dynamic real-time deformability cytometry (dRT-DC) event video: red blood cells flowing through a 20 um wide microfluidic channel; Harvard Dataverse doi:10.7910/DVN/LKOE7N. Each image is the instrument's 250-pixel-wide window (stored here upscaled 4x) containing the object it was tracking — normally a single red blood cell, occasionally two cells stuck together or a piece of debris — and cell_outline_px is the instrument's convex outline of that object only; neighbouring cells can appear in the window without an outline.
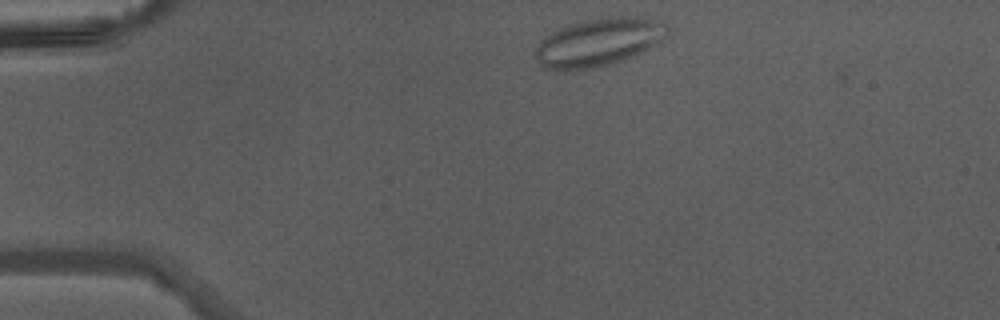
{"species": "Egyptian fruit bat (a non-hibernating species)", "species_latin": "Rousettus aegyptiacus", "temperature_condition": "warm", "stored_images_in_passage": 37, "camera_frame_rate_fps": 3000, "um_per_image_px": 0.085, "animal": {"sex": "male"}, "frame": {"image": 1, "passage_image": 1, "time_ms": 0.0, "image_size_px": [1000, 320], "cell_outline_px": [[668, 32], [656, 44], [632, 56], [608, 64], [592, 68], [544, 68], [536, 60], [536, 48], [540, 40], [544, 36], [560, 28], [584, 20], [620, 16], [640, 16], [660, 20], [668, 24]], "centroid_in_image_um": [50.91, 3.54], "position_along_channel_um": 34.1, "area_um2": 36.18}}
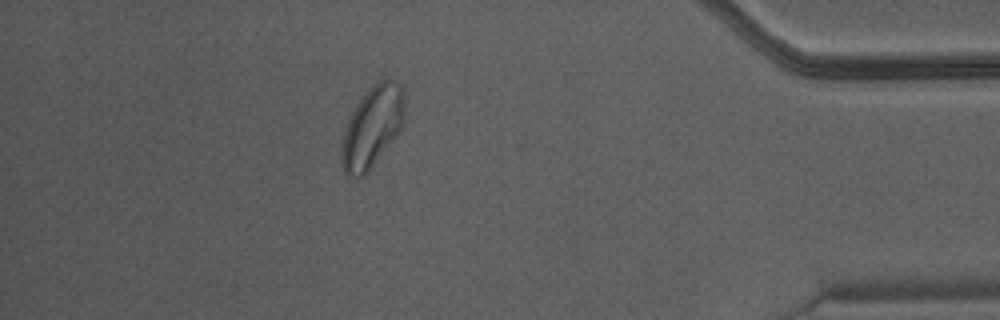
{"frame": {"image": 2, "passage_image": 32, "time_ms": 10.333, "image_size_px": [1000, 320], "cell_outline_px": [[404, 120], [400, 128], [368, 172], [364, 176], [356, 180], [348, 176], [344, 172], [340, 164], [340, 152], [344, 128], [356, 104], [364, 92], [372, 84], [380, 80], [392, 80], [404, 88]], "centroid_in_image_um": [31.59, 10.81], "position_along_channel_um": 403.6, "area_um2": 29.94}}